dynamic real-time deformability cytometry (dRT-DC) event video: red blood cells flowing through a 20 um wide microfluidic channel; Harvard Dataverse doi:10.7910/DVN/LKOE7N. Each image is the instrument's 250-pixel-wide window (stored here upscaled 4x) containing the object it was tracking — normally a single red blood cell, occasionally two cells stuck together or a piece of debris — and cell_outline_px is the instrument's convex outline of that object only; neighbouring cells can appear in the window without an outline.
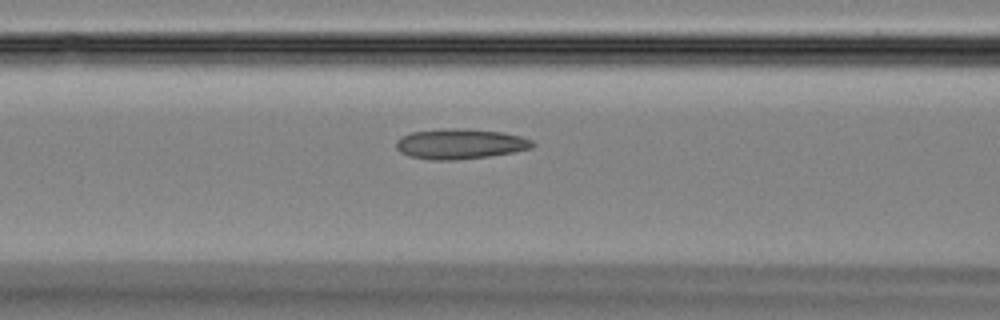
{"species": "Egyptian fruit bat (a non-hibernating species)", "species_latin": "Rousettus aegyptiacus", "temperature_condition": "room temperature", "stored_images_in_passage": 42, "camera_frame_rate_fps": 3000, "um_per_image_px": 0.085, "animal": {"sex": "female"}, "frame": {"image": 1, "passage_image": 19, "time_ms": 6.0, "image_size_px": [1000, 320], "cell_outline_px": [[536, 144], [532, 148], [516, 152], [488, 156], [456, 160], [432, 160], [408, 156], [400, 152], [396, 148], [396, 140], [412, 132], [444, 128], [464, 128], [504, 132], [520, 136], [532, 140]], "centroid_in_image_um": [39.13, 12.23], "position_along_channel_um": 127.5, "area_um2": 24.22}}
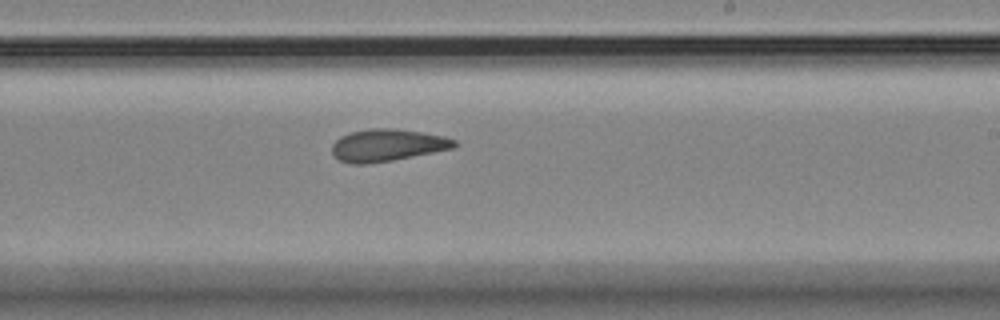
{"frame": {"image": 2, "passage_image": 28, "time_ms": 9.0, "image_size_px": [1000, 320], "cell_outline_px": [[456, 144], [452, 148], [392, 160], [368, 164], [348, 164], [340, 160], [332, 152], [332, 144], [340, 136], [352, 132], [372, 128], [396, 128], [424, 132], [444, 136], [456, 140]], "centroid_in_image_um": [32.9, 12.33], "position_along_channel_um": 256.1, "area_um2": 22.83}}
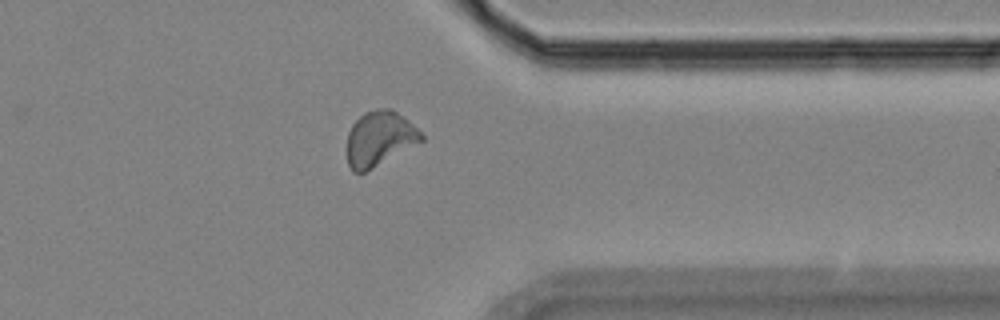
{"frame": {"image": 3, "passage_image": 37, "time_ms": 12.0, "image_size_px": [1000, 320], "cell_outline_px": [[424, 140], [372, 168], [364, 172], [352, 172], [348, 164], [348, 132], [352, 124], [364, 112], [376, 108], [392, 108], [408, 120], [424, 136]], "centroid_in_image_um": [32.25, 11.75], "position_along_channel_um": 379.1, "area_um2": 23.52}}